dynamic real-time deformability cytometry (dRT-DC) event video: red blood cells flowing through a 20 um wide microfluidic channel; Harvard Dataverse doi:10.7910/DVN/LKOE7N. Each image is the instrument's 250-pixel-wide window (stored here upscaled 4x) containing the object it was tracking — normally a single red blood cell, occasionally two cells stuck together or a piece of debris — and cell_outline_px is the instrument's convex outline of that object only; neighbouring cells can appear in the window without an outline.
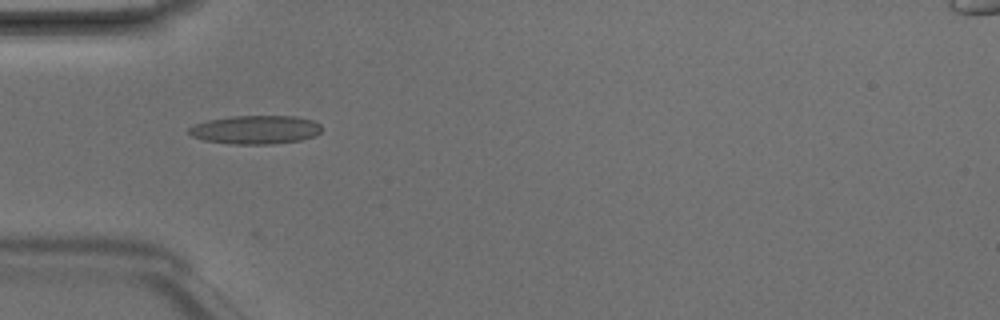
{"species": "Egyptian fruit bat (a non-hibernating species)", "species_latin": "Rousettus aegyptiacus", "temperature_condition": "room temperature", "stored_images_in_passage": 5, "camera_frame_rate_fps": 3000, "um_per_image_px": 0.085, "animal": {"sex": "male"}, "frame": {"image": 1, "passage_image": 3, "time_ms": 0.667, "image_size_px": [1000, 320], "cell_outline_px": [[320, 132], [316, 136], [300, 140], [272, 144], [232, 144], [204, 140], [192, 136], [188, 132], [188, 128], [196, 124], [208, 120], [232, 116], [296, 116], [312, 120], [320, 124]], "centroid_in_image_um": [21.73, 11.02], "position_along_channel_um": 63.3, "area_um2": 22.08}}